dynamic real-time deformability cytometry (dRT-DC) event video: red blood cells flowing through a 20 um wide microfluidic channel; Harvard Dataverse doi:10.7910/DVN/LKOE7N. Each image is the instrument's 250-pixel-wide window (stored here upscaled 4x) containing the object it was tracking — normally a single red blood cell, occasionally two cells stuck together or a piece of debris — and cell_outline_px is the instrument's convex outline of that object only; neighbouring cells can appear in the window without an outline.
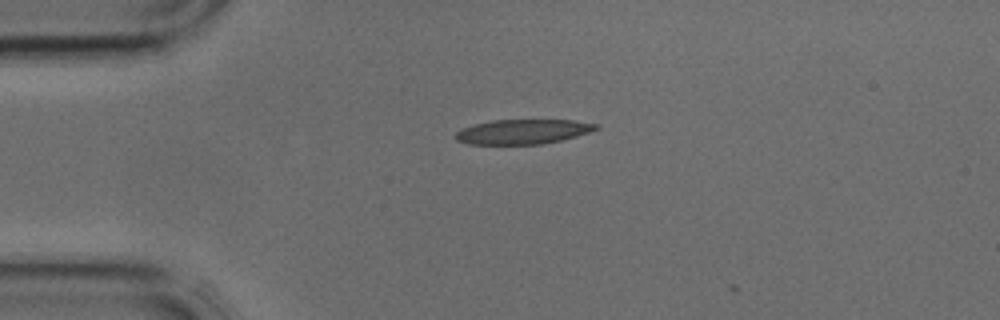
{"species": "common noctule bat (a hibernating species)", "species_latin": "Nyctalus noctula", "temperature_condition": "cold", "stored_images_in_passage": 3, "camera_frame_rate_fps": 3000, "um_per_image_px": 0.085, "animal": {"sex": "male", "body_mass_g": 17.9, "forearm_length_mm": 54.2}, "frame": {"image": 1, "passage_image": 1, "time_ms": 0.0, "image_size_px": [1000, 320], "cell_outline_px": [[600, 128], [576, 136], [560, 140], [540, 144], [468, 144], [456, 140], [456, 132], [460, 128], [492, 120], [572, 120], [600, 124]], "centroid_in_image_um": [44.44, 11.19], "position_along_channel_um": 40.6, "area_um2": 20.11}}